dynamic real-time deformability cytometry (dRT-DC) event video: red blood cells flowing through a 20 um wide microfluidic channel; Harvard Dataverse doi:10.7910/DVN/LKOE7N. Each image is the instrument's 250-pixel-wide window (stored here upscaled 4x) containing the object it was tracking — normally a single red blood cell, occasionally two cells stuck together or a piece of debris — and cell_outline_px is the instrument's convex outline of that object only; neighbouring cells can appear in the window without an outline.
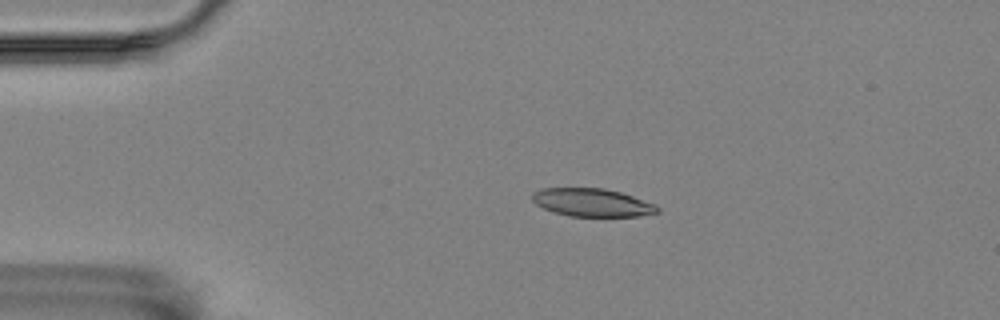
{"species": "Egyptian fruit bat (a non-hibernating species)", "species_latin": "Rousettus aegyptiacus", "temperature_condition": "room temperature", "stored_images_in_passage": 42, "camera_frame_rate_fps": 3000, "um_per_image_px": 0.085, "animal": {"sex": "female"}, "frame": {"image": 1, "passage_image": 5, "time_ms": 1.333, "image_size_px": [1000, 320], "cell_outline_px": [[660, 212], [640, 216], [568, 216], [552, 212], [536, 204], [532, 200], [532, 192], [540, 188], [604, 188], [620, 192], [656, 204], [660, 208]], "centroid_in_image_um": [50.32, 17.21], "position_along_channel_um": 34.7, "area_um2": 20.58}}
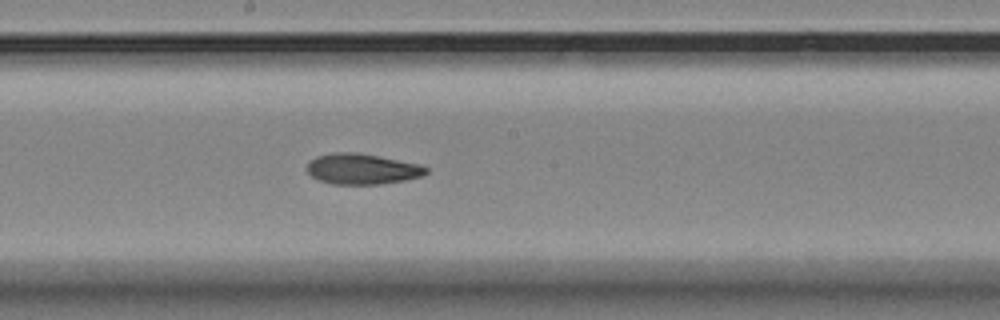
{"frame": {"image": 2, "passage_image": 24, "time_ms": 7.667, "image_size_px": [1000, 320], "cell_outline_px": [[428, 172], [420, 176], [404, 180], [380, 184], [332, 184], [320, 180], [312, 176], [308, 172], [308, 164], [316, 156], [336, 152], [356, 152], [420, 164], [428, 168]], "centroid_in_image_um": [30.79, 14.36], "position_along_channel_um": 217.4, "area_um2": 20.98}}
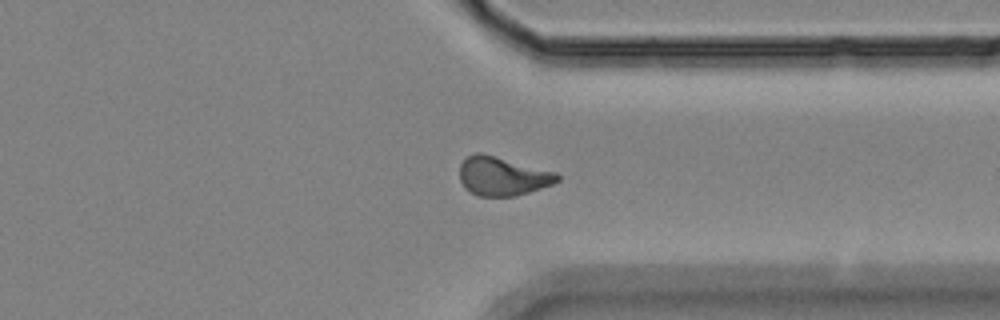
{"frame": {"image": 3, "passage_image": 37, "time_ms": 12.0, "image_size_px": [1000, 320], "cell_outline_px": [[560, 180], [552, 184], [516, 196], [480, 196], [464, 188], [460, 180], [460, 164], [468, 156], [476, 152], [480, 152], [556, 172], [560, 176]], "centroid_in_image_um": [42.7, 14.97], "position_along_channel_um": 368.7, "area_um2": 21.91}, "authors_computed_cell_mechanics": {"area_um2": 21.5594, "velocity_mm_per_s": 3.5027, "shape_relaxation_time_tau1_ms": 5.5762, "shape_relaxation_time_tau2_ms": 5.1404, "deformation_change_tau1": 0.1529, "deformation_change_tau2": 0.1039}}